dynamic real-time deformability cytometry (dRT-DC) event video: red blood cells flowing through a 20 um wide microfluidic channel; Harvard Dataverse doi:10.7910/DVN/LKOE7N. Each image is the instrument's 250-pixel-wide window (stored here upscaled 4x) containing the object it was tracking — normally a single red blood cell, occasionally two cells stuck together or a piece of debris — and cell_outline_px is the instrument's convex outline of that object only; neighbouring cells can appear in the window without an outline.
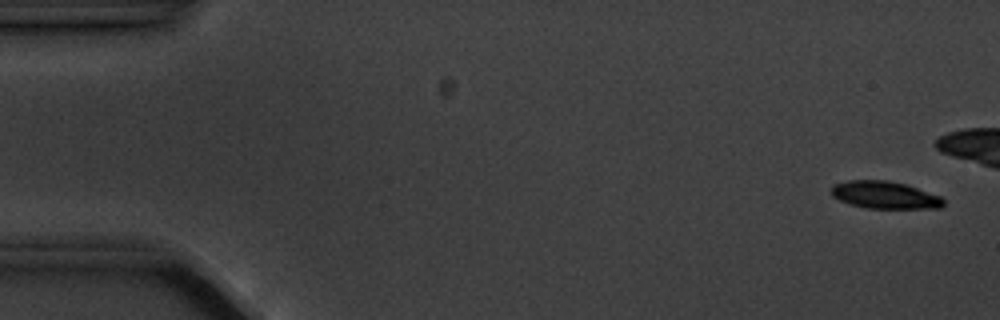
{"species": "common noctule bat (a hibernating species)", "species_latin": "Nyctalus noctula", "temperature_condition": "cold", "stored_images_in_passage": 6, "camera_frame_rate_fps": 3000, "um_per_image_px": 0.085, "animal": {"sex": "male", "body_mass_g": 20.1, "forearm_length_mm": 53.5}, "frame": {"image": 1, "passage_image": 1, "time_ms": 0.0, "image_size_px": [1000, 320], "cell_outline_px": [[944, 204], [940, 208], [864, 208], [848, 204], [832, 196], [832, 184], [848, 180], [888, 180], [904, 184], [940, 196], [944, 200]], "centroid_in_image_um": [75.16, 16.57], "position_along_channel_um": 9.8, "area_um2": 17.86}}